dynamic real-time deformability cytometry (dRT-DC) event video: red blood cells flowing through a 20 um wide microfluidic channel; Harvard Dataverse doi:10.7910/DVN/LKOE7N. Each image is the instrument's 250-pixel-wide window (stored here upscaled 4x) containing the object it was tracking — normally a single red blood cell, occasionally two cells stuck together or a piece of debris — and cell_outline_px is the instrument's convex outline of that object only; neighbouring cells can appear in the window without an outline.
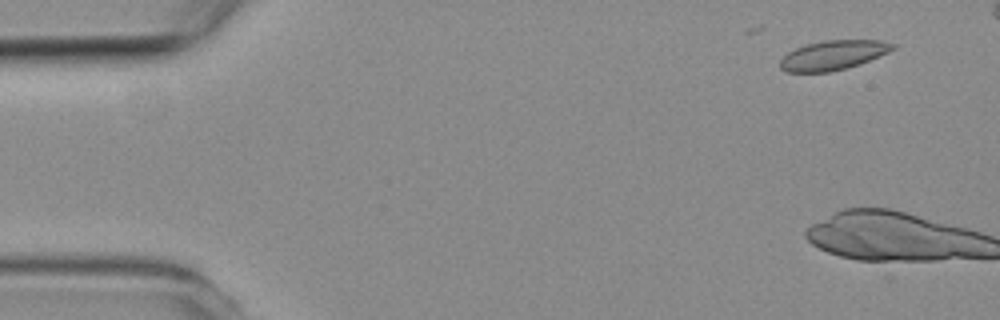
{"species": "common noctule bat (a hibernating species)", "species_latin": "Nyctalus noctula", "temperature_condition": "room temperature", "stored_images_in_passage": 5, "camera_frame_rate_fps": 3000, "um_per_image_px": 0.085, "animal": {"sex": "female", "body_mass_g": 19.3, "forearm_length_mm": 54.1}, "frame": {"image": 1, "passage_image": 1, "time_ms": 0.0, "image_size_px": [1000, 320], "cell_outline_px": [[896, 48], [888, 52], [860, 64], [828, 72], [788, 72], [780, 68], [780, 60], [788, 52], [796, 48], [808, 44], [824, 40], [880, 40], [896, 44]], "centroid_in_image_um": [70.83, 4.68], "position_along_channel_um": 14.2, "area_um2": 19.19}}